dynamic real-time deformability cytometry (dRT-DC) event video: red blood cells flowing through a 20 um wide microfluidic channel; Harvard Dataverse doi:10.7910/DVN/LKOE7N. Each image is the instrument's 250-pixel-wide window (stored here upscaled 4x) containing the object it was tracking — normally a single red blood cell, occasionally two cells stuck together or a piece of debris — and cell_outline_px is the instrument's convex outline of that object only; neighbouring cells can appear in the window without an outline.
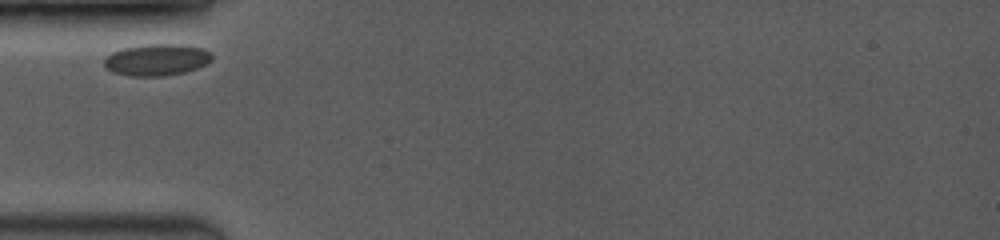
{"species": "common noctule bat (a hibernating species)", "species_latin": "Nyctalus noctula", "temperature_condition": "room temperature", "stored_images_in_passage": 2, "camera_frame_rate_fps": 3500, "um_per_image_px": 0.085, "animal": {"sex": "female", "body_mass_g": 19.0, "forearm_length_mm": 53.3}, "frame": {"image": 1, "passage_image": 1, "time_ms": 0.0, "image_size_px": [1000, 240], "cell_outline_px": [[212, 60], [196, 68], [184, 72], [164, 76], [128, 76], [112, 72], [104, 64], [104, 56], [112, 52], [124, 48], [144, 44], [180, 44], [204, 48], [212, 52]], "centroid_in_image_um": [13.31, 5.07], "position_along_channel_um": 71.7, "area_um2": 20.0}}